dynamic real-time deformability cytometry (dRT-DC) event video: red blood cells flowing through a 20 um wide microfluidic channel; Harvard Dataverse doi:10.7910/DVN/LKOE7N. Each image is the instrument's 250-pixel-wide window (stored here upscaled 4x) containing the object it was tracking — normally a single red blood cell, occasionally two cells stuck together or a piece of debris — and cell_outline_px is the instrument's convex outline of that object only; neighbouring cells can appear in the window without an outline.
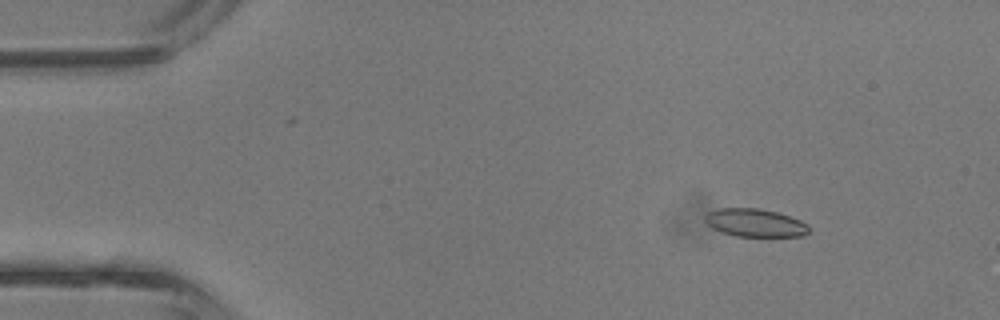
{"species": "common noctule bat (a hibernating species)", "species_latin": "Nyctalus noctula", "temperature_condition": "room temperature", "stored_images_in_passage": 43, "camera_frame_rate_fps": 3000, "um_per_image_px": 0.085, "animal": {"sex": "male", "body_mass_g": 13.3}, "frame": {"image": 1, "passage_image": 5, "time_ms": 1.333, "image_size_px": [1000, 320], "cell_outline_px": [[808, 232], [804, 236], [736, 236], [720, 232], [712, 228], [704, 220], [704, 216], [708, 212], [720, 208], [760, 208], [776, 212], [800, 220], [808, 224]], "centroid_in_image_um": [64.15, 18.94], "position_along_channel_um": 20.8, "area_um2": 16.94}}
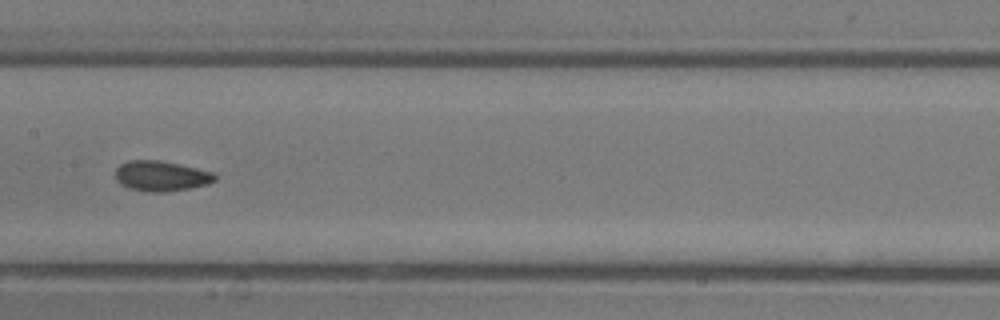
{"frame": {"image": 2, "passage_image": 21, "time_ms": 6.667, "image_size_px": [1000, 320], "cell_outline_px": [[216, 180], [208, 184], [188, 188], [164, 192], [152, 192], [128, 188], [120, 184], [116, 180], [116, 168], [120, 164], [128, 160], [160, 160], [196, 168], [212, 172], [216, 176]], "centroid_in_image_um": [13.67, 14.95], "position_along_channel_um": 193.7, "area_um2": 17.46}}
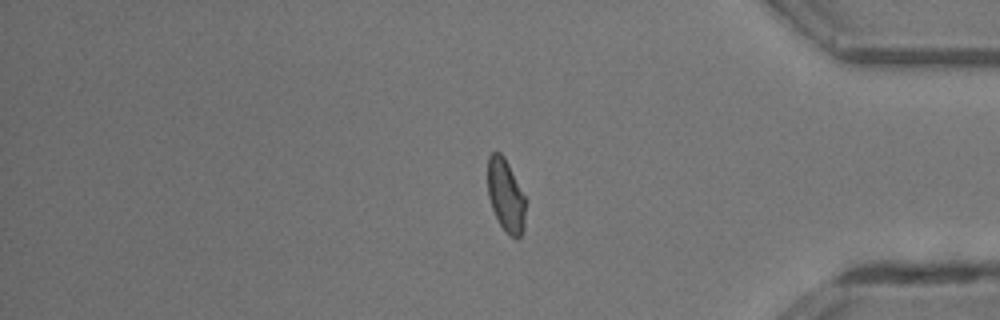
{"frame": {"image": 3, "passage_image": 35, "time_ms": 11.333, "image_size_px": [1000, 320], "cell_outline_px": [[528, 200], [524, 232], [516, 240], [500, 224], [492, 208], [488, 196], [488, 156], [492, 152], [500, 152], [504, 156]], "centroid_in_image_um": [43.04, 16.63], "position_along_channel_um": 392.2, "area_um2": 16.47}, "authors_computed_cell_mechanics": {"area_um2": 16.9932, "velocity_mm_per_s": 4.8241, "shape_relaxation_time_tau1_ms": 4.3473, "shape_relaxation_time_tau2_ms": 1.226, "deformation_change_tau1": 0.1087, "deformation_change_tau2": 0.0564}}